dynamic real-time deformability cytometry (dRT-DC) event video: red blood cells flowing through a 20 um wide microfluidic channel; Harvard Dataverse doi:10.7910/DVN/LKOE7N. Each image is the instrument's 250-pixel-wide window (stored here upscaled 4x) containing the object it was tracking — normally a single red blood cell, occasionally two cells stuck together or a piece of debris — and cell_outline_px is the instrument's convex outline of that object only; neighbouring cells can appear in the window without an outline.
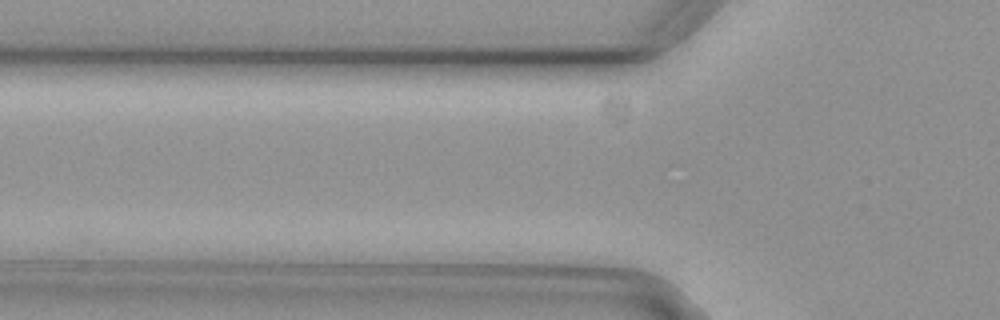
{"species": "common noctule bat (a hibernating species)", "species_latin": "Nyctalus noctula", "temperature_condition": "cold", "stored_images_in_passage": 3, "camera_frame_rate_fps": 3000, "um_per_image_px": 0.085, "animal": {"sex": "female", "body_mass_g": 29.2, "forearm_length_mm": 56.3}, "frame": {"image": 1, "passage_image": 2, "time_ms": 0.333, "image_size_px": [1000, 320], "cell_outline_px": [[576, 124], [564, 128], [444, 128], [420, 124], [416, 120], [432, 112], [540, 112], [560, 116]], "centroid_in_image_um": [42.02, 10.22], "position_along_channel_um": 83.8, "area_um2": 16.13}}